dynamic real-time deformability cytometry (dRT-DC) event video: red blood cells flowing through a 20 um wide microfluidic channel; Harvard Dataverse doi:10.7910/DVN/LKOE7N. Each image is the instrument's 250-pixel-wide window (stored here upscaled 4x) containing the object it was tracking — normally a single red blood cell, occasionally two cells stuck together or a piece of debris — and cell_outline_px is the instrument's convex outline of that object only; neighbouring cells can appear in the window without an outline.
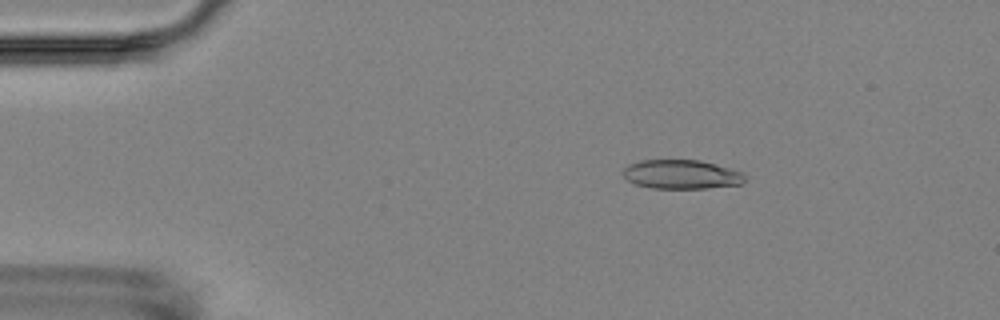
{"species": "Egyptian fruit bat (a non-hibernating species)", "species_latin": "Rousettus aegyptiacus", "temperature_condition": "room temperature", "stored_images_in_passage": 5, "camera_frame_rate_fps": 3000, "um_per_image_px": 0.085, "animal": {"sex": "female"}, "frame": {"image": 1, "passage_image": 3, "time_ms": 2.667, "image_size_px": [1000, 320], "cell_outline_px": [[748, 176], [744, 184], [708, 188], [652, 188], [636, 184], [628, 180], [624, 176], [624, 168], [628, 164], [640, 160], [700, 160], [744, 172]], "centroid_in_image_um": [57.99, 14.82], "position_along_channel_um": 27.0, "area_um2": 20.81}}